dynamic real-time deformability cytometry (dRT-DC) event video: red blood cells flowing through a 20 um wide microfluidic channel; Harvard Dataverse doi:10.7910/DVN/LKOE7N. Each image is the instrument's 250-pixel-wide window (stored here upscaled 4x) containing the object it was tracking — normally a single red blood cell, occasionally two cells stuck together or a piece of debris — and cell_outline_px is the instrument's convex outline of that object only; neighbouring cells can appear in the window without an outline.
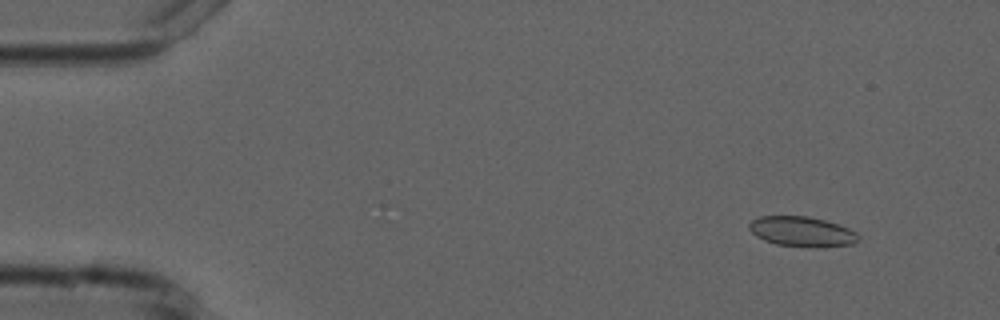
{"species": "common noctule bat (a hibernating species)", "species_latin": "Nyctalus noctula", "temperature_condition": "cold", "stored_images_in_passage": 4, "camera_frame_rate_fps": 3000, "um_per_image_px": 0.085, "animal": {"sex": "male", "forearm_length_mm": 52.5}, "frame": {"image": 1, "passage_image": 1, "time_ms": 0.0, "image_size_px": [1000, 320], "cell_outline_px": [[860, 240], [852, 244], [824, 248], [776, 244], [764, 240], [756, 236], [748, 228], [748, 224], [752, 220], [760, 216], [808, 216], [840, 224], [856, 232], [860, 236]], "centroid_in_image_um": [68.2, 19.69], "position_along_channel_um": 16.8, "area_um2": 19.31}}
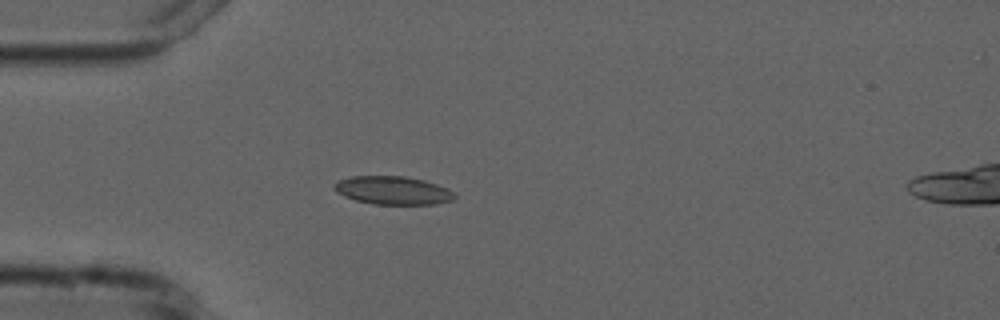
{"frame": {"image": 2, "passage_image": 4, "time_ms": 3.333, "image_size_px": [1000, 320], "cell_outline_px": [[456, 196], [452, 200], [436, 204], [376, 204], [356, 200], [344, 196], [336, 192], [332, 188], [332, 184], [336, 180], [352, 176], [404, 176], [424, 180], [448, 188], [456, 192]], "centroid_in_image_um": [33.38, 16.17], "position_along_channel_um": 51.6, "area_um2": 20.0}}